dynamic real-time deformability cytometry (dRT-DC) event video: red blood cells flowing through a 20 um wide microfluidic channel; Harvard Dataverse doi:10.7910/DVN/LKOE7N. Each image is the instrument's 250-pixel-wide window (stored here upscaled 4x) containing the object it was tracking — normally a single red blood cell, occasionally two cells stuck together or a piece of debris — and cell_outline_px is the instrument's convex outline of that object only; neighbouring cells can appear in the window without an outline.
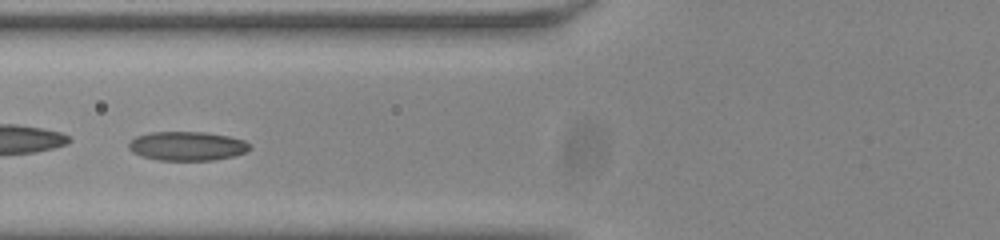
{"species": "common noctule bat (a hibernating species)", "species_latin": "Nyctalus noctula", "temperature_condition": "room temperature", "stored_images_in_passage": 58, "camera_frame_rate_fps": 3000, "um_per_image_px": 0.085, "animal": {"sex": "male", "body_mass_g": 20.0, "forearm_length_mm": 53.3}, "frame": {"image": 1, "passage_image": 26, "time_ms": 8.333, "image_size_px": [1000, 240], "cell_outline_px": [[252, 148], [244, 152], [232, 156], [212, 160], [156, 160], [140, 156], [132, 152], [128, 148], [128, 144], [136, 136], [152, 132], [204, 132], [228, 136], [244, 140], [252, 144]], "centroid_in_image_um": [15.9, 12.41], "position_along_channel_um": 109.9, "area_um2": 20.52}}
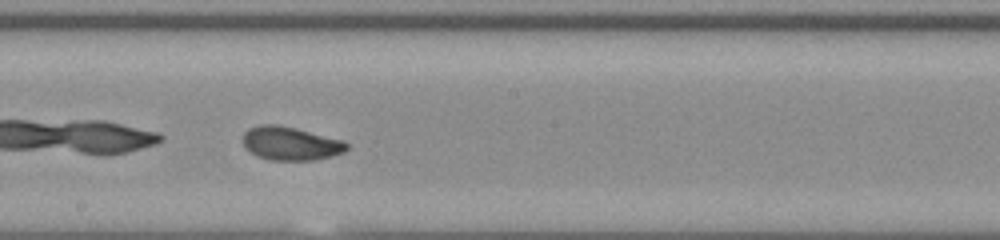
{"frame": {"image": 2, "passage_image": 35, "time_ms": 11.333, "image_size_px": [1000, 240], "cell_outline_px": [[348, 148], [344, 152], [332, 156], [316, 160], [268, 160], [256, 156], [244, 148], [244, 132], [248, 128], [260, 124], [276, 124], [296, 128], [344, 140], [348, 144]], "centroid_in_image_um": [24.69, 12.2], "position_along_channel_um": 223.5, "area_um2": 20.52}}
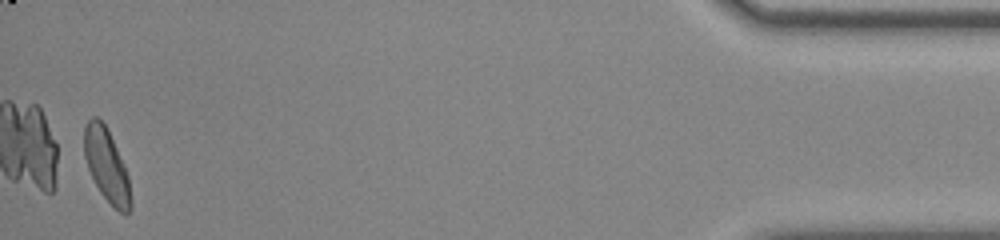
{"frame": {"image": 3, "passage_image": 57, "time_ms": 18.667, "image_size_px": [1000, 240], "cell_outline_px": [[132, 208], [128, 212], [120, 212], [100, 192], [88, 168], [84, 156], [84, 128], [88, 120], [92, 116], [96, 116], [108, 128], [128, 176], [132, 204]], "centroid_in_image_um": [9.05, 14.02], "position_along_channel_um": 426.1, "area_um2": 19.42}, "authors_computed_cell_mechanics": {"area_um2": 20.3456, "velocity_mm_per_s": 3.789, "shape_relaxation_time_tau1_ms": 3.7738, "shape_relaxation_time_tau2_ms": 1.7633, "deformation_change_tau1": 0.1245, "deformation_change_tau2": 0.0679}}